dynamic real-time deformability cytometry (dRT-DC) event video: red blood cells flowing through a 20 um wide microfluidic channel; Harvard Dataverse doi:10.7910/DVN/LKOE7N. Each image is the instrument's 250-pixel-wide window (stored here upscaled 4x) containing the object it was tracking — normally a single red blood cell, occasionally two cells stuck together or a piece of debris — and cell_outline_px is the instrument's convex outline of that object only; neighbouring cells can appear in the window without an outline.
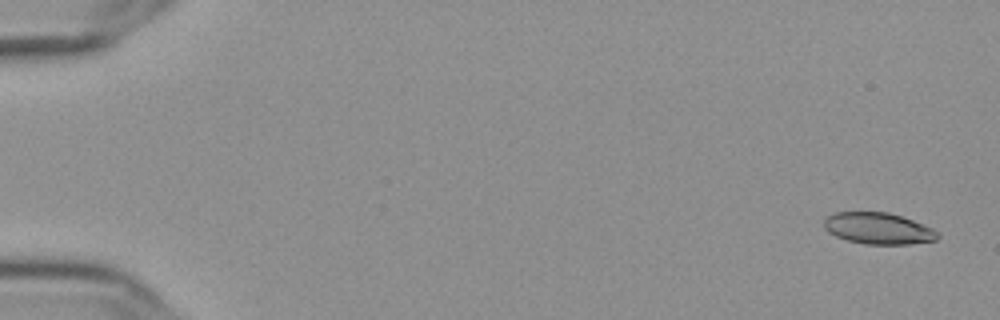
{"species": "Egyptian fruit bat (a non-hibernating species)", "species_latin": "Rousettus aegyptiacus", "temperature_condition": "cold", "stored_images_in_passage": 54, "camera_frame_rate_fps": 3000, "um_per_image_px": 0.085, "frame": {"image": 1, "passage_image": 3, "time_ms": 0.667, "image_size_px": [1000, 320], "cell_outline_px": [[940, 236], [936, 240], [912, 244], [864, 244], [848, 240], [836, 236], [828, 232], [824, 228], [824, 220], [828, 216], [836, 212], [888, 212], [912, 220], [932, 228], [940, 232]], "centroid_in_image_um": [74.67, 19.42], "position_along_channel_um": 10.3, "area_um2": 20.81}}
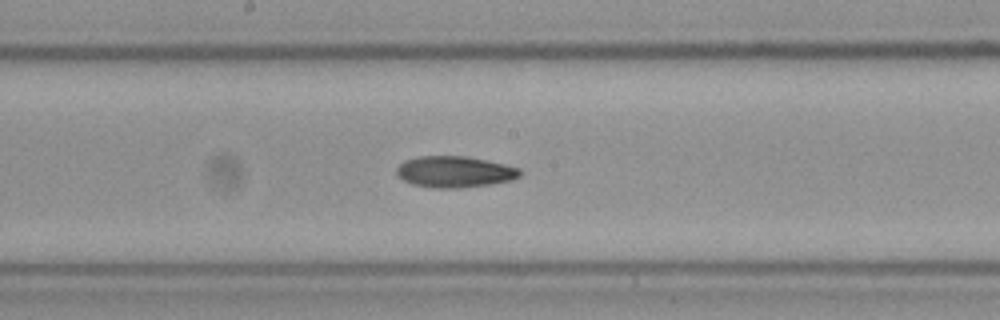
{"frame": {"image": 2, "passage_image": 32, "time_ms": 10.333, "image_size_px": [1000, 320], "cell_outline_px": [[520, 176], [512, 180], [492, 184], [460, 188], [432, 188], [412, 184], [404, 180], [396, 172], [396, 168], [404, 160], [420, 156], [464, 156], [504, 164], [520, 168]], "centroid_in_image_um": [38.64, 14.61], "position_along_channel_um": 209.6, "area_um2": 22.43}}
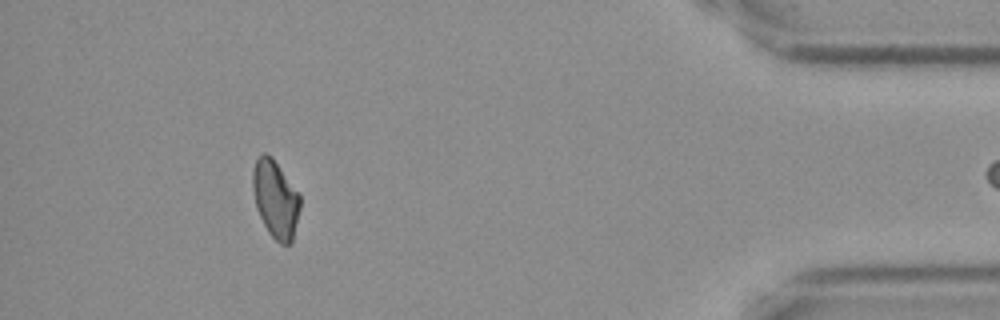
{"frame": {"image": 3, "passage_image": 53, "time_ms": 17.333, "image_size_px": [1000, 320], "cell_outline_px": [[300, 208], [292, 244], [280, 244], [268, 232], [256, 208], [252, 188], [252, 172], [256, 160], [264, 152], [272, 156], [300, 196]], "centroid_in_image_um": [23.41, 16.94], "position_along_channel_um": 411.8, "area_um2": 21.33}}